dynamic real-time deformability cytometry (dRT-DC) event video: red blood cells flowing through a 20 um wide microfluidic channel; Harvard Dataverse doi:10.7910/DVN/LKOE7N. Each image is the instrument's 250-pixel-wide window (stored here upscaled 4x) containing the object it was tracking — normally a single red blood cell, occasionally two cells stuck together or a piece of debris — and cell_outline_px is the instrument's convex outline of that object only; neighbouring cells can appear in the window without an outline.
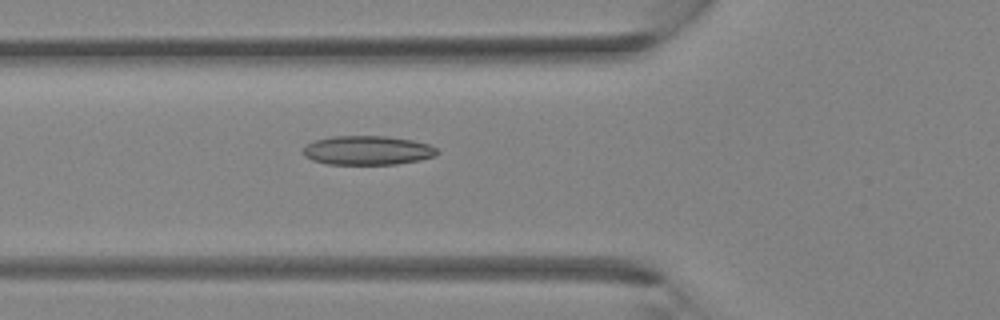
{"species": "Egyptian fruit bat (a non-hibernating species)", "species_latin": "Rousettus aegyptiacus", "temperature_condition": "room temperature", "stored_images_in_passage": 30, "camera_frame_rate_fps": 3000, "um_per_image_px": 0.085, "animal": {"sex": "female"}, "frame": {"image": 1, "passage_image": 6, "time_ms": 1.667, "image_size_px": [1000, 320], "cell_outline_px": [[440, 152], [436, 156], [420, 160], [396, 164], [328, 164], [312, 160], [304, 156], [300, 152], [308, 144], [316, 140], [332, 136], [384, 136], [412, 140], [428, 144], [436, 148]], "centroid_in_image_um": [31.24, 12.78], "position_along_channel_um": 94.6, "area_um2": 22.77}}
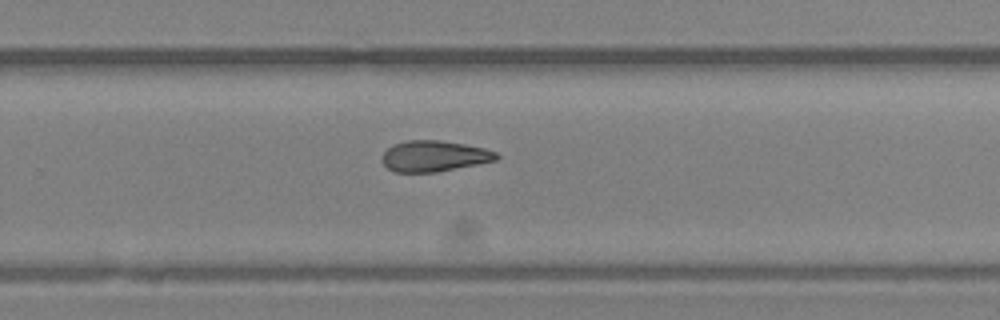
{"frame": {"image": 2, "passage_image": 17, "time_ms": 5.333, "image_size_px": [1000, 320], "cell_outline_px": [[500, 156], [496, 160], [436, 172], [396, 172], [388, 168], [380, 160], [384, 152], [392, 144], [408, 140], [440, 140], [464, 144], [484, 148], [496, 152]], "centroid_in_image_um": [36.87, 13.26], "position_along_channel_um": 292.9, "area_um2": 20.52}}
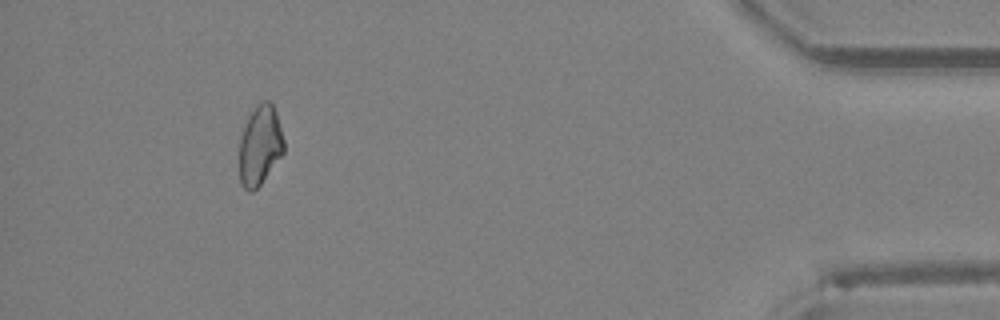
{"frame": {"image": 3, "passage_image": 27, "time_ms": 8.667, "image_size_px": [1000, 320], "cell_outline_px": [[284, 152], [260, 184], [252, 192], [248, 192], [240, 184], [240, 140], [248, 116], [264, 100], [268, 100], [272, 104], [276, 112], [284, 140]], "centroid_in_image_um": [22.1, 12.38], "position_along_channel_um": 413.1, "area_um2": 20.29}}